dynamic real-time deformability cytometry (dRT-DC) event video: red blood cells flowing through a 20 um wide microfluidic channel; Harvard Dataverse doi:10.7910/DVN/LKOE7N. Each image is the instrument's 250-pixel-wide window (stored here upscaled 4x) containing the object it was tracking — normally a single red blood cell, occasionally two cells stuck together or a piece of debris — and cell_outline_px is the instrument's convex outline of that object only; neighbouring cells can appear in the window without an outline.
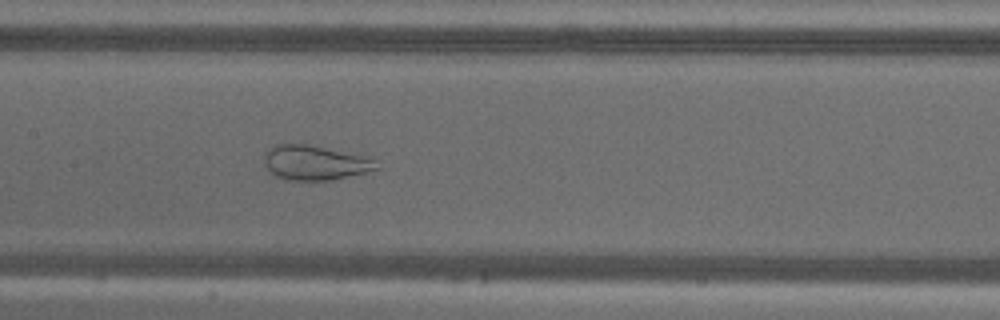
{"species": "common noctule bat (a hibernating species)", "species_latin": "Nyctalus noctula", "temperature_condition": "warm", "stored_images_in_passage": 55, "camera_frame_rate_fps": 3000, "um_per_image_px": 0.085, "animal": {"sex": "male", "body_mass_g": 18.8}, "frame": {"image": 1, "passage_image": 26, "time_ms": 8.333, "image_size_px": [1000, 320], "cell_outline_px": [[380, 168], [332, 180], [288, 180], [276, 176], [264, 164], [264, 152], [268, 148], [276, 144], [312, 144], [364, 156], [372, 160]], "centroid_in_image_um": [26.71, 13.81], "position_along_channel_um": 180.7, "area_um2": 22.54}}
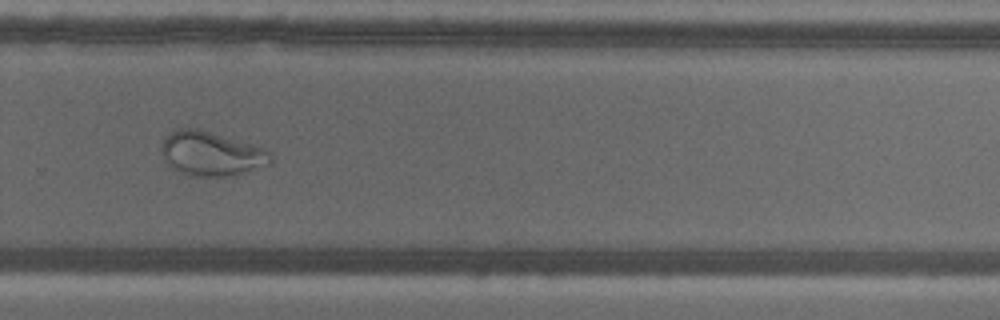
{"frame": {"image": 2, "passage_image": 37, "time_ms": 12.0, "image_size_px": [1000, 320], "cell_outline_px": [[272, 164], [236, 176], [192, 176], [180, 172], [172, 168], [160, 152], [160, 148], [164, 136], [176, 128], [200, 128], [252, 144], [264, 148], [272, 152]], "centroid_in_image_um": [17.98, 13.06], "position_along_channel_um": 311.8, "area_um2": 28.78}}
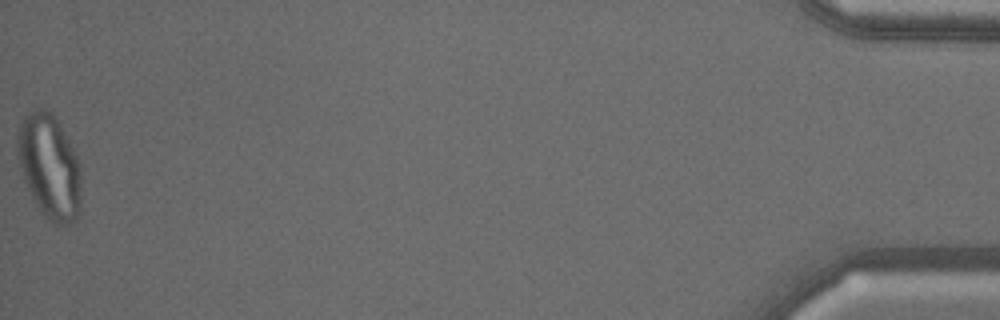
{"frame": {"image": 3, "passage_image": 55, "time_ms": 18.0, "image_size_px": [1000, 320], "cell_outline_px": [[80, 212], [68, 224], [52, 224], [44, 216], [36, 204], [24, 180], [16, 148], [16, 140], [20, 124], [24, 116], [28, 112], [36, 108], [44, 108], [52, 112], [68, 140], [80, 164]], "centroid_in_image_um": [4.19, 14.14], "position_along_channel_um": 431.0, "area_um2": 38.49}}